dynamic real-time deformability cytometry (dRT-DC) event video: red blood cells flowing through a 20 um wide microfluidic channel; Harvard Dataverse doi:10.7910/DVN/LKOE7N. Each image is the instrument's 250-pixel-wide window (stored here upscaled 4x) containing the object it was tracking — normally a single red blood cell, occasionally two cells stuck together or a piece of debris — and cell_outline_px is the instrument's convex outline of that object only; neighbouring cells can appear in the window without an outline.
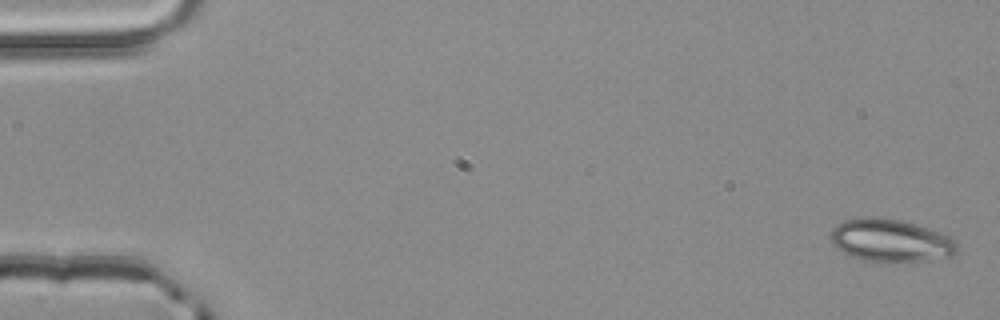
{"species": "common noctule bat (a hibernating species)", "species_latin": "Nyctalus noctula", "temperature_condition": "room temperature", "stored_images_in_passage": 4, "camera_frame_rate_fps": 3000, "um_per_image_px": 0.085, "animal": {"sex": "male", "body_mass_g": 20.4}, "frame": {"image": 1, "passage_image": 1, "time_ms": 0.0, "image_size_px": [1000, 320], "cell_outline_px": [[956, 252], [952, 256], [908, 264], [892, 264], [864, 260], [840, 252], [832, 244], [832, 228], [836, 224], [844, 220], [868, 216], [876, 216], [900, 220], [916, 224], [940, 232], [948, 236], [956, 244]], "centroid_in_image_um": [75.69, 20.47], "position_along_channel_um": 9.3, "area_um2": 32.19}}